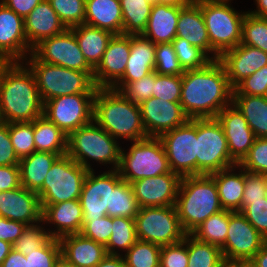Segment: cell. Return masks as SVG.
Segmentation results:
<instances>
[{"instance_id": "1", "label": "cell", "mask_w": 267, "mask_h": 267, "mask_svg": "<svg viewBox=\"0 0 267 267\" xmlns=\"http://www.w3.org/2000/svg\"><path fill=\"white\" fill-rule=\"evenodd\" d=\"M232 98L233 88L218 59L203 68L184 71L180 104L189 119L216 118L232 104Z\"/></svg>"}, {"instance_id": "2", "label": "cell", "mask_w": 267, "mask_h": 267, "mask_svg": "<svg viewBox=\"0 0 267 267\" xmlns=\"http://www.w3.org/2000/svg\"><path fill=\"white\" fill-rule=\"evenodd\" d=\"M43 115L36 81L23 62H12L0 81V117L2 122H31Z\"/></svg>"}, {"instance_id": "3", "label": "cell", "mask_w": 267, "mask_h": 267, "mask_svg": "<svg viewBox=\"0 0 267 267\" xmlns=\"http://www.w3.org/2000/svg\"><path fill=\"white\" fill-rule=\"evenodd\" d=\"M93 120L117 140L132 143L148 137L139 105L112 88L96 90Z\"/></svg>"}, {"instance_id": "4", "label": "cell", "mask_w": 267, "mask_h": 267, "mask_svg": "<svg viewBox=\"0 0 267 267\" xmlns=\"http://www.w3.org/2000/svg\"><path fill=\"white\" fill-rule=\"evenodd\" d=\"M175 207L186 234H191L208 217L223 210L211 175L182 177Z\"/></svg>"}, {"instance_id": "5", "label": "cell", "mask_w": 267, "mask_h": 267, "mask_svg": "<svg viewBox=\"0 0 267 267\" xmlns=\"http://www.w3.org/2000/svg\"><path fill=\"white\" fill-rule=\"evenodd\" d=\"M29 60V61H28ZM23 63L34 75L42 102L73 94H96L94 72L71 70L39 61L32 53Z\"/></svg>"}, {"instance_id": "6", "label": "cell", "mask_w": 267, "mask_h": 267, "mask_svg": "<svg viewBox=\"0 0 267 267\" xmlns=\"http://www.w3.org/2000/svg\"><path fill=\"white\" fill-rule=\"evenodd\" d=\"M118 142L93 120L68 135L67 155L88 171L94 170L91 160L110 164V170H117L122 150Z\"/></svg>"}, {"instance_id": "7", "label": "cell", "mask_w": 267, "mask_h": 267, "mask_svg": "<svg viewBox=\"0 0 267 267\" xmlns=\"http://www.w3.org/2000/svg\"><path fill=\"white\" fill-rule=\"evenodd\" d=\"M201 8L210 40L212 60L241 43L245 12H238L231 0H194Z\"/></svg>"}, {"instance_id": "8", "label": "cell", "mask_w": 267, "mask_h": 267, "mask_svg": "<svg viewBox=\"0 0 267 267\" xmlns=\"http://www.w3.org/2000/svg\"><path fill=\"white\" fill-rule=\"evenodd\" d=\"M128 150L122 148L117 169L120 177L128 183L171 172L165 149L158 137L134 141Z\"/></svg>"}, {"instance_id": "9", "label": "cell", "mask_w": 267, "mask_h": 267, "mask_svg": "<svg viewBox=\"0 0 267 267\" xmlns=\"http://www.w3.org/2000/svg\"><path fill=\"white\" fill-rule=\"evenodd\" d=\"M87 173V169L67 154L60 156L47 172L43 186L36 192L40 204L79 199Z\"/></svg>"}, {"instance_id": "10", "label": "cell", "mask_w": 267, "mask_h": 267, "mask_svg": "<svg viewBox=\"0 0 267 267\" xmlns=\"http://www.w3.org/2000/svg\"><path fill=\"white\" fill-rule=\"evenodd\" d=\"M135 219L137 240L167 246L185 238L175 205L143 207Z\"/></svg>"}, {"instance_id": "11", "label": "cell", "mask_w": 267, "mask_h": 267, "mask_svg": "<svg viewBox=\"0 0 267 267\" xmlns=\"http://www.w3.org/2000/svg\"><path fill=\"white\" fill-rule=\"evenodd\" d=\"M197 175L232 167L227 139L216 118L197 119Z\"/></svg>"}, {"instance_id": "12", "label": "cell", "mask_w": 267, "mask_h": 267, "mask_svg": "<svg viewBox=\"0 0 267 267\" xmlns=\"http://www.w3.org/2000/svg\"><path fill=\"white\" fill-rule=\"evenodd\" d=\"M165 149L170 170L181 177L197 175V119L158 137Z\"/></svg>"}, {"instance_id": "13", "label": "cell", "mask_w": 267, "mask_h": 267, "mask_svg": "<svg viewBox=\"0 0 267 267\" xmlns=\"http://www.w3.org/2000/svg\"><path fill=\"white\" fill-rule=\"evenodd\" d=\"M95 94H73L43 103V115L67 136L93 121Z\"/></svg>"}, {"instance_id": "14", "label": "cell", "mask_w": 267, "mask_h": 267, "mask_svg": "<svg viewBox=\"0 0 267 267\" xmlns=\"http://www.w3.org/2000/svg\"><path fill=\"white\" fill-rule=\"evenodd\" d=\"M41 62L62 66L71 70L94 72L85 60L75 34L67 29L62 34L42 40L32 49Z\"/></svg>"}, {"instance_id": "15", "label": "cell", "mask_w": 267, "mask_h": 267, "mask_svg": "<svg viewBox=\"0 0 267 267\" xmlns=\"http://www.w3.org/2000/svg\"><path fill=\"white\" fill-rule=\"evenodd\" d=\"M267 240L239 211H229L225 244L221 247L225 261L251 260Z\"/></svg>"}, {"instance_id": "16", "label": "cell", "mask_w": 267, "mask_h": 267, "mask_svg": "<svg viewBox=\"0 0 267 267\" xmlns=\"http://www.w3.org/2000/svg\"><path fill=\"white\" fill-rule=\"evenodd\" d=\"M94 170L88 171L80 194L83 220H92L107 215L110 208L111 191L122 180L118 170H106L95 175Z\"/></svg>"}, {"instance_id": "17", "label": "cell", "mask_w": 267, "mask_h": 267, "mask_svg": "<svg viewBox=\"0 0 267 267\" xmlns=\"http://www.w3.org/2000/svg\"><path fill=\"white\" fill-rule=\"evenodd\" d=\"M139 107L148 137H159L167 131L184 125L189 120L180 102H169L151 97L142 102Z\"/></svg>"}, {"instance_id": "18", "label": "cell", "mask_w": 267, "mask_h": 267, "mask_svg": "<svg viewBox=\"0 0 267 267\" xmlns=\"http://www.w3.org/2000/svg\"><path fill=\"white\" fill-rule=\"evenodd\" d=\"M131 50V35L114 34L101 62L94 69L93 81L97 88H112L125 73Z\"/></svg>"}, {"instance_id": "19", "label": "cell", "mask_w": 267, "mask_h": 267, "mask_svg": "<svg viewBox=\"0 0 267 267\" xmlns=\"http://www.w3.org/2000/svg\"><path fill=\"white\" fill-rule=\"evenodd\" d=\"M182 177L170 172L156 177H146L131 183L137 203L143 207L175 205Z\"/></svg>"}, {"instance_id": "20", "label": "cell", "mask_w": 267, "mask_h": 267, "mask_svg": "<svg viewBox=\"0 0 267 267\" xmlns=\"http://www.w3.org/2000/svg\"><path fill=\"white\" fill-rule=\"evenodd\" d=\"M216 119L223 128L231 159L239 164L248 154L256 138L253 131L243 114L233 104L218 113Z\"/></svg>"}, {"instance_id": "21", "label": "cell", "mask_w": 267, "mask_h": 267, "mask_svg": "<svg viewBox=\"0 0 267 267\" xmlns=\"http://www.w3.org/2000/svg\"><path fill=\"white\" fill-rule=\"evenodd\" d=\"M218 60L223 65L231 87L267 65V53L249 45L239 44L223 52Z\"/></svg>"}, {"instance_id": "22", "label": "cell", "mask_w": 267, "mask_h": 267, "mask_svg": "<svg viewBox=\"0 0 267 267\" xmlns=\"http://www.w3.org/2000/svg\"><path fill=\"white\" fill-rule=\"evenodd\" d=\"M0 217L26 225L42 221L39 195L23 186L0 192Z\"/></svg>"}, {"instance_id": "23", "label": "cell", "mask_w": 267, "mask_h": 267, "mask_svg": "<svg viewBox=\"0 0 267 267\" xmlns=\"http://www.w3.org/2000/svg\"><path fill=\"white\" fill-rule=\"evenodd\" d=\"M0 53L23 62L32 53L26 40L24 19L0 1Z\"/></svg>"}, {"instance_id": "24", "label": "cell", "mask_w": 267, "mask_h": 267, "mask_svg": "<svg viewBox=\"0 0 267 267\" xmlns=\"http://www.w3.org/2000/svg\"><path fill=\"white\" fill-rule=\"evenodd\" d=\"M42 224H52L54 230L47 232L50 237L60 239L66 235L81 233L83 228V211L79 199L41 204Z\"/></svg>"}, {"instance_id": "25", "label": "cell", "mask_w": 267, "mask_h": 267, "mask_svg": "<svg viewBox=\"0 0 267 267\" xmlns=\"http://www.w3.org/2000/svg\"><path fill=\"white\" fill-rule=\"evenodd\" d=\"M156 44L141 34L131 35V50L123 77L112 87L122 91L130 82L142 79L155 69Z\"/></svg>"}, {"instance_id": "26", "label": "cell", "mask_w": 267, "mask_h": 267, "mask_svg": "<svg viewBox=\"0 0 267 267\" xmlns=\"http://www.w3.org/2000/svg\"><path fill=\"white\" fill-rule=\"evenodd\" d=\"M67 29L48 0L35 6L24 18L26 40L31 49L42 40L62 34Z\"/></svg>"}, {"instance_id": "27", "label": "cell", "mask_w": 267, "mask_h": 267, "mask_svg": "<svg viewBox=\"0 0 267 267\" xmlns=\"http://www.w3.org/2000/svg\"><path fill=\"white\" fill-rule=\"evenodd\" d=\"M61 254L77 267H96L107 255L105 246L81 233L66 235L59 239Z\"/></svg>"}, {"instance_id": "28", "label": "cell", "mask_w": 267, "mask_h": 267, "mask_svg": "<svg viewBox=\"0 0 267 267\" xmlns=\"http://www.w3.org/2000/svg\"><path fill=\"white\" fill-rule=\"evenodd\" d=\"M185 5L154 3L145 30L141 34L154 44L170 43L176 37L177 22Z\"/></svg>"}, {"instance_id": "29", "label": "cell", "mask_w": 267, "mask_h": 267, "mask_svg": "<svg viewBox=\"0 0 267 267\" xmlns=\"http://www.w3.org/2000/svg\"><path fill=\"white\" fill-rule=\"evenodd\" d=\"M176 37L184 38L199 47L210 58V40L200 6L193 0L183 6L179 13Z\"/></svg>"}, {"instance_id": "30", "label": "cell", "mask_w": 267, "mask_h": 267, "mask_svg": "<svg viewBox=\"0 0 267 267\" xmlns=\"http://www.w3.org/2000/svg\"><path fill=\"white\" fill-rule=\"evenodd\" d=\"M236 169H239L238 173L234 172ZM210 175L214 178L222 208L241 212L245 170L236 164Z\"/></svg>"}, {"instance_id": "31", "label": "cell", "mask_w": 267, "mask_h": 267, "mask_svg": "<svg viewBox=\"0 0 267 267\" xmlns=\"http://www.w3.org/2000/svg\"><path fill=\"white\" fill-rule=\"evenodd\" d=\"M84 24L123 34L120 0H86Z\"/></svg>"}, {"instance_id": "32", "label": "cell", "mask_w": 267, "mask_h": 267, "mask_svg": "<svg viewBox=\"0 0 267 267\" xmlns=\"http://www.w3.org/2000/svg\"><path fill=\"white\" fill-rule=\"evenodd\" d=\"M69 29L75 34L85 60L95 69L101 62L107 45L114 34L84 23Z\"/></svg>"}, {"instance_id": "33", "label": "cell", "mask_w": 267, "mask_h": 267, "mask_svg": "<svg viewBox=\"0 0 267 267\" xmlns=\"http://www.w3.org/2000/svg\"><path fill=\"white\" fill-rule=\"evenodd\" d=\"M59 154L35 151L19 161L20 183L28 190L37 192L44 183L47 172Z\"/></svg>"}, {"instance_id": "34", "label": "cell", "mask_w": 267, "mask_h": 267, "mask_svg": "<svg viewBox=\"0 0 267 267\" xmlns=\"http://www.w3.org/2000/svg\"><path fill=\"white\" fill-rule=\"evenodd\" d=\"M232 104L243 114L256 138H267V97L233 95Z\"/></svg>"}, {"instance_id": "35", "label": "cell", "mask_w": 267, "mask_h": 267, "mask_svg": "<svg viewBox=\"0 0 267 267\" xmlns=\"http://www.w3.org/2000/svg\"><path fill=\"white\" fill-rule=\"evenodd\" d=\"M33 129L36 151L67 154L68 136L44 115L33 121Z\"/></svg>"}, {"instance_id": "36", "label": "cell", "mask_w": 267, "mask_h": 267, "mask_svg": "<svg viewBox=\"0 0 267 267\" xmlns=\"http://www.w3.org/2000/svg\"><path fill=\"white\" fill-rule=\"evenodd\" d=\"M154 2L150 0H120L123 34L139 35L146 28Z\"/></svg>"}, {"instance_id": "37", "label": "cell", "mask_w": 267, "mask_h": 267, "mask_svg": "<svg viewBox=\"0 0 267 267\" xmlns=\"http://www.w3.org/2000/svg\"><path fill=\"white\" fill-rule=\"evenodd\" d=\"M228 224L229 210L223 209L220 212L208 217L191 233V235L199 241L221 248L226 241Z\"/></svg>"}, {"instance_id": "38", "label": "cell", "mask_w": 267, "mask_h": 267, "mask_svg": "<svg viewBox=\"0 0 267 267\" xmlns=\"http://www.w3.org/2000/svg\"><path fill=\"white\" fill-rule=\"evenodd\" d=\"M137 241L135 219L126 217H112V234L105 246L107 254L123 255Z\"/></svg>"}, {"instance_id": "39", "label": "cell", "mask_w": 267, "mask_h": 267, "mask_svg": "<svg viewBox=\"0 0 267 267\" xmlns=\"http://www.w3.org/2000/svg\"><path fill=\"white\" fill-rule=\"evenodd\" d=\"M187 267H219L225 260L221 248L187 234Z\"/></svg>"}, {"instance_id": "40", "label": "cell", "mask_w": 267, "mask_h": 267, "mask_svg": "<svg viewBox=\"0 0 267 267\" xmlns=\"http://www.w3.org/2000/svg\"><path fill=\"white\" fill-rule=\"evenodd\" d=\"M139 208L131 184L122 179L111 191L110 208H107V215L135 218Z\"/></svg>"}, {"instance_id": "41", "label": "cell", "mask_w": 267, "mask_h": 267, "mask_svg": "<svg viewBox=\"0 0 267 267\" xmlns=\"http://www.w3.org/2000/svg\"><path fill=\"white\" fill-rule=\"evenodd\" d=\"M160 251L159 245L137 240L122 256L128 267H159Z\"/></svg>"}, {"instance_id": "42", "label": "cell", "mask_w": 267, "mask_h": 267, "mask_svg": "<svg viewBox=\"0 0 267 267\" xmlns=\"http://www.w3.org/2000/svg\"><path fill=\"white\" fill-rule=\"evenodd\" d=\"M241 44L267 53V18L246 13L242 24Z\"/></svg>"}, {"instance_id": "43", "label": "cell", "mask_w": 267, "mask_h": 267, "mask_svg": "<svg viewBox=\"0 0 267 267\" xmlns=\"http://www.w3.org/2000/svg\"><path fill=\"white\" fill-rule=\"evenodd\" d=\"M171 43L184 71L203 68L212 61L203 50L191 45L184 38L175 37Z\"/></svg>"}, {"instance_id": "44", "label": "cell", "mask_w": 267, "mask_h": 267, "mask_svg": "<svg viewBox=\"0 0 267 267\" xmlns=\"http://www.w3.org/2000/svg\"><path fill=\"white\" fill-rule=\"evenodd\" d=\"M8 132L14 151L19 159L36 151L33 121L8 123Z\"/></svg>"}, {"instance_id": "45", "label": "cell", "mask_w": 267, "mask_h": 267, "mask_svg": "<svg viewBox=\"0 0 267 267\" xmlns=\"http://www.w3.org/2000/svg\"><path fill=\"white\" fill-rule=\"evenodd\" d=\"M86 0H48L58 17L69 29L84 23Z\"/></svg>"}, {"instance_id": "46", "label": "cell", "mask_w": 267, "mask_h": 267, "mask_svg": "<svg viewBox=\"0 0 267 267\" xmlns=\"http://www.w3.org/2000/svg\"><path fill=\"white\" fill-rule=\"evenodd\" d=\"M41 223L42 221L27 225L22 235L13 244V248L23 255H28L29 252L41 247L50 238L47 229Z\"/></svg>"}, {"instance_id": "47", "label": "cell", "mask_w": 267, "mask_h": 267, "mask_svg": "<svg viewBox=\"0 0 267 267\" xmlns=\"http://www.w3.org/2000/svg\"><path fill=\"white\" fill-rule=\"evenodd\" d=\"M238 165L247 172L267 175V138H255L248 154Z\"/></svg>"}, {"instance_id": "48", "label": "cell", "mask_w": 267, "mask_h": 267, "mask_svg": "<svg viewBox=\"0 0 267 267\" xmlns=\"http://www.w3.org/2000/svg\"><path fill=\"white\" fill-rule=\"evenodd\" d=\"M154 71L161 75H183L172 43L156 44V57Z\"/></svg>"}, {"instance_id": "49", "label": "cell", "mask_w": 267, "mask_h": 267, "mask_svg": "<svg viewBox=\"0 0 267 267\" xmlns=\"http://www.w3.org/2000/svg\"><path fill=\"white\" fill-rule=\"evenodd\" d=\"M61 255L59 239L50 237L41 247L25 255L27 267H54Z\"/></svg>"}, {"instance_id": "50", "label": "cell", "mask_w": 267, "mask_h": 267, "mask_svg": "<svg viewBox=\"0 0 267 267\" xmlns=\"http://www.w3.org/2000/svg\"><path fill=\"white\" fill-rule=\"evenodd\" d=\"M265 175L250 173L245 170V185L243 190L241 211L247 205H265Z\"/></svg>"}, {"instance_id": "51", "label": "cell", "mask_w": 267, "mask_h": 267, "mask_svg": "<svg viewBox=\"0 0 267 267\" xmlns=\"http://www.w3.org/2000/svg\"><path fill=\"white\" fill-rule=\"evenodd\" d=\"M182 75H161L155 72L152 97L169 102H180Z\"/></svg>"}, {"instance_id": "52", "label": "cell", "mask_w": 267, "mask_h": 267, "mask_svg": "<svg viewBox=\"0 0 267 267\" xmlns=\"http://www.w3.org/2000/svg\"><path fill=\"white\" fill-rule=\"evenodd\" d=\"M81 234L106 246L112 234V217L106 215L92 220H83Z\"/></svg>"}, {"instance_id": "53", "label": "cell", "mask_w": 267, "mask_h": 267, "mask_svg": "<svg viewBox=\"0 0 267 267\" xmlns=\"http://www.w3.org/2000/svg\"><path fill=\"white\" fill-rule=\"evenodd\" d=\"M233 95H255L267 97V65L242 80L233 89Z\"/></svg>"}, {"instance_id": "54", "label": "cell", "mask_w": 267, "mask_h": 267, "mask_svg": "<svg viewBox=\"0 0 267 267\" xmlns=\"http://www.w3.org/2000/svg\"><path fill=\"white\" fill-rule=\"evenodd\" d=\"M187 265V234L183 241L161 247L159 267H187Z\"/></svg>"}, {"instance_id": "55", "label": "cell", "mask_w": 267, "mask_h": 267, "mask_svg": "<svg viewBox=\"0 0 267 267\" xmlns=\"http://www.w3.org/2000/svg\"><path fill=\"white\" fill-rule=\"evenodd\" d=\"M154 82L155 71H152L142 79L130 82L121 93L133 103L140 105L142 102L152 97Z\"/></svg>"}, {"instance_id": "56", "label": "cell", "mask_w": 267, "mask_h": 267, "mask_svg": "<svg viewBox=\"0 0 267 267\" xmlns=\"http://www.w3.org/2000/svg\"><path fill=\"white\" fill-rule=\"evenodd\" d=\"M20 159L14 151L8 132V123H0V166L19 165Z\"/></svg>"}, {"instance_id": "57", "label": "cell", "mask_w": 267, "mask_h": 267, "mask_svg": "<svg viewBox=\"0 0 267 267\" xmlns=\"http://www.w3.org/2000/svg\"><path fill=\"white\" fill-rule=\"evenodd\" d=\"M241 213L267 240V203L265 205H247Z\"/></svg>"}, {"instance_id": "58", "label": "cell", "mask_w": 267, "mask_h": 267, "mask_svg": "<svg viewBox=\"0 0 267 267\" xmlns=\"http://www.w3.org/2000/svg\"><path fill=\"white\" fill-rule=\"evenodd\" d=\"M26 226L25 223L0 217V240L13 245L22 235Z\"/></svg>"}, {"instance_id": "59", "label": "cell", "mask_w": 267, "mask_h": 267, "mask_svg": "<svg viewBox=\"0 0 267 267\" xmlns=\"http://www.w3.org/2000/svg\"><path fill=\"white\" fill-rule=\"evenodd\" d=\"M21 186L19 165L0 166V192Z\"/></svg>"}, {"instance_id": "60", "label": "cell", "mask_w": 267, "mask_h": 267, "mask_svg": "<svg viewBox=\"0 0 267 267\" xmlns=\"http://www.w3.org/2000/svg\"><path fill=\"white\" fill-rule=\"evenodd\" d=\"M23 19L43 0H0Z\"/></svg>"}, {"instance_id": "61", "label": "cell", "mask_w": 267, "mask_h": 267, "mask_svg": "<svg viewBox=\"0 0 267 267\" xmlns=\"http://www.w3.org/2000/svg\"><path fill=\"white\" fill-rule=\"evenodd\" d=\"M0 267H27V260L25 255L13 248Z\"/></svg>"}, {"instance_id": "62", "label": "cell", "mask_w": 267, "mask_h": 267, "mask_svg": "<svg viewBox=\"0 0 267 267\" xmlns=\"http://www.w3.org/2000/svg\"><path fill=\"white\" fill-rule=\"evenodd\" d=\"M96 267H128L122 255L107 254Z\"/></svg>"}, {"instance_id": "63", "label": "cell", "mask_w": 267, "mask_h": 267, "mask_svg": "<svg viewBox=\"0 0 267 267\" xmlns=\"http://www.w3.org/2000/svg\"><path fill=\"white\" fill-rule=\"evenodd\" d=\"M257 267H267V241L262 245L261 249L251 259Z\"/></svg>"}, {"instance_id": "64", "label": "cell", "mask_w": 267, "mask_h": 267, "mask_svg": "<svg viewBox=\"0 0 267 267\" xmlns=\"http://www.w3.org/2000/svg\"><path fill=\"white\" fill-rule=\"evenodd\" d=\"M255 4L257 10H248L247 12L255 16L267 18V0H255Z\"/></svg>"}, {"instance_id": "65", "label": "cell", "mask_w": 267, "mask_h": 267, "mask_svg": "<svg viewBox=\"0 0 267 267\" xmlns=\"http://www.w3.org/2000/svg\"><path fill=\"white\" fill-rule=\"evenodd\" d=\"M13 249V245L9 242H5L0 240V265L4 261V259L8 256V254Z\"/></svg>"}, {"instance_id": "66", "label": "cell", "mask_w": 267, "mask_h": 267, "mask_svg": "<svg viewBox=\"0 0 267 267\" xmlns=\"http://www.w3.org/2000/svg\"><path fill=\"white\" fill-rule=\"evenodd\" d=\"M11 61L5 54L0 53V81L4 71L12 64Z\"/></svg>"}, {"instance_id": "67", "label": "cell", "mask_w": 267, "mask_h": 267, "mask_svg": "<svg viewBox=\"0 0 267 267\" xmlns=\"http://www.w3.org/2000/svg\"><path fill=\"white\" fill-rule=\"evenodd\" d=\"M192 1L193 0H155V3L164 5H187Z\"/></svg>"}, {"instance_id": "68", "label": "cell", "mask_w": 267, "mask_h": 267, "mask_svg": "<svg viewBox=\"0 0 267 267\" xmlns=\"http://www.w3.org/2000/svg\"><path fill=\"white\" fill-rule=\"evenodd\" d=\"M54 267H77L69 262L62 254L55 261Z\"/></svg>"}, {"instance_id": "69", "label": "cell", "mask_w": 267, "mask_h": 267, "mask_svg": "<svg viewBox=\"0 0 267 267\" xmlns=\"http://www.w3.org/2000/svg\"><path fill=\"white\" fill-rule=\"evenodd\" d=\"M219 267H241V261H224Z\"/></svg>"}, {"instance_id": "70", "label": "cell", "mask_w": 267, "mask_h": 267, "mask_svg": "<svg viewBox=\"0 0 267 267\" xmlns=\"http://www.w3.org/2000/svg\"><path fill=\"white\" fill-rule=\"evenodd\" d=\"M241 267H257V266L251 260H243L241 261Z\"/></svg>"}, {"instance_id": "71", "label": "cell", "mask_w": 267, "mask_h": 267, "mask_svg": "<svg viewBox=\"0 0 267 267\" xmlns=\"http://www.w3.org/2000/svg\"><path fill=\"white\" fill-rule=\"evenodd\" d=\"M265 198L267 199V175H265Z\"/></svg>"}]
</instances>
